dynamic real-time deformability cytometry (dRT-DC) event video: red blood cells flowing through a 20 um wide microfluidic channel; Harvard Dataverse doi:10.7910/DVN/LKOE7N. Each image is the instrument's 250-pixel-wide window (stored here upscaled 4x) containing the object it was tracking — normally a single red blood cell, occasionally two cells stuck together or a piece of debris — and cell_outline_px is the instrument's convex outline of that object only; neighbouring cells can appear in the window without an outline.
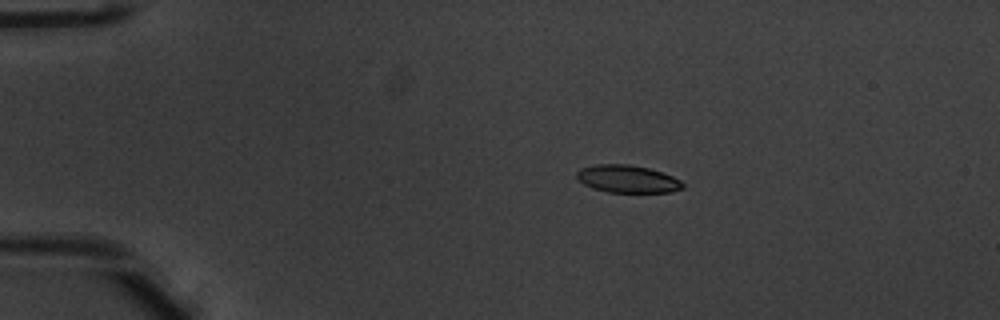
{"species": "common noctule bat (a hibernating species)", "species_latin": "Nyctalus noctula", "temperature_condition": "warm", "stored_images_in_passage": 52, "camera_frame_rate_fps": 3000, "um_per_image_px": 0.085, "animal": {"sex": "male", "body_mass_g": 20.1, "forearm_length_mm": 53.5}, "frame": {"image": 1, "passage_image": 10, "time_ms": 3.0, "image_size_px": [1000, 320], "cell_outline_px": [[684, 188], [672, 192], [608, 192], [592, 188], [584, 184], [576, 176], [576, 172], [580, 168], [596, 164], [628, 164], [648, 168], [672, 176], [680, 180], [684, 184]], "centroid_in_image_um": [53.33, 15.21], "position_along_channel_um": 31.7, "area_um2": 16.99}}
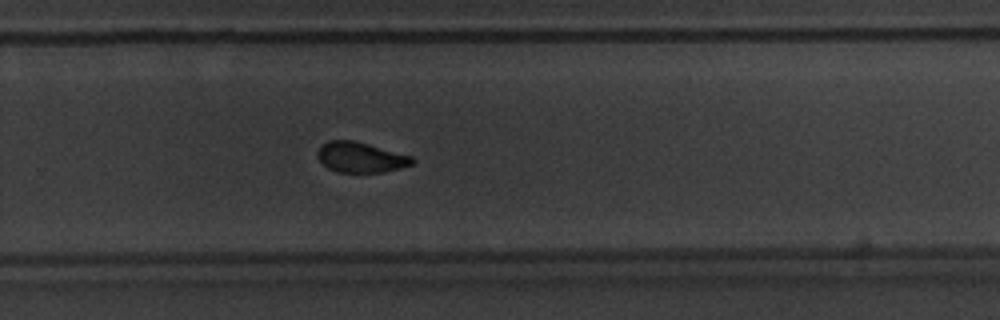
{"frame": {"image": 2, "passage_image": 35, "time_ms": 11.333, "image_size_px": [1000, 320], "cell_outline_px": [[416, 160], [412, 164], [400, 168], [384, 172], [336, 172], [328, 168], [316, 156], [316, 152], [320, 144], [328, 140], [356, 140], [412, 156]], "centroid_in_image_um": [30.63, 13.35], "position_along_channel_um": 299.2, "area_um2": 16.99}}
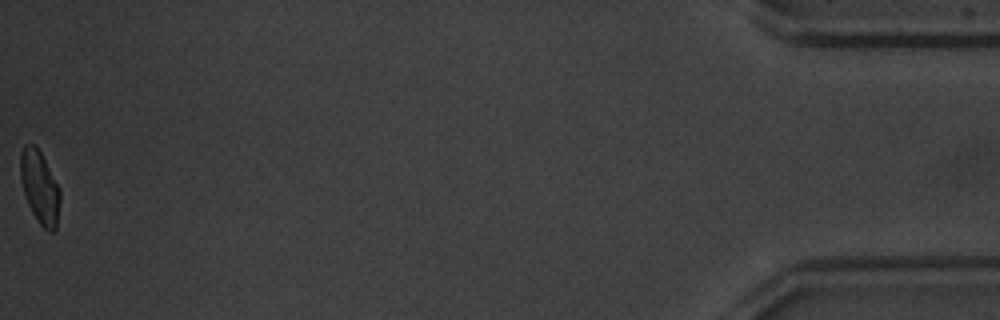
{"frame": {"image": 3, "passage_image": 52, "time_ms": 17.0, "image_size_px": [1000, 320], "cell_outline_px": [[60, 200], [56, 228], [52, 232], [48, 232], [40, 224], [32, 212], [28, 204], [20, 180], [20, 156], [24, 144], [32, 144], [40, 152], [60, 188]], "centroid_in_image_um": [3.38, 15.93], "position_along_channel_um": 431.8, "area_um2": 16.65}, "authors_computed_cell_mechanics": {"area_um2": 17.5134, "velocity_mm_per_s": 3.9327, "shape_relaxation_time_tau1_ms": 2.8199, "shape_relaxation_time_tau2_ms": 1.8528, "deformation_change_tau1": 0.1424, "deformation_change_tau2": 0.0752}}